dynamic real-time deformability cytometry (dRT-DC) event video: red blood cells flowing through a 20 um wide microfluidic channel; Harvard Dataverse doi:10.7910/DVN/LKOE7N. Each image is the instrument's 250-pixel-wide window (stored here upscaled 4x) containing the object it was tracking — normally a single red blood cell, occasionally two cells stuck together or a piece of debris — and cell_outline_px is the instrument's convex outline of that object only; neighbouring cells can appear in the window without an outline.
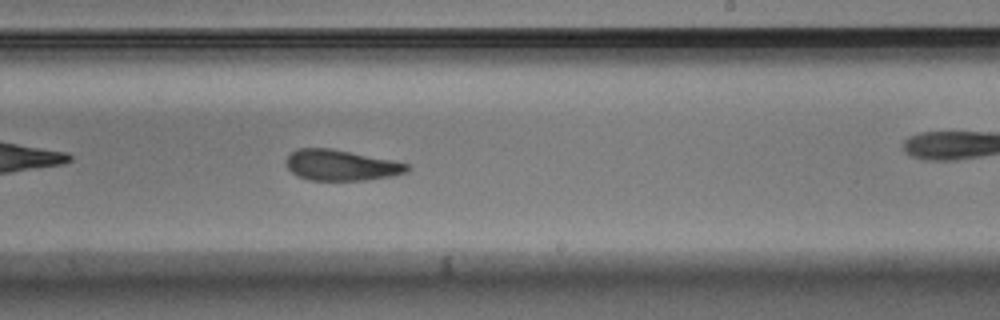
{"species": "Egyptian fruit bat (a non-hibernating species)", "species_latin": "Rousettus aegyptiacus", "temperature_condition": "warm", "stored_images_in_passage": 39, "camera_frame_rate_fps": 3000, "um_per_image_px": 0.085, "animal": {"sex": "male"}, "frame": {"image": 1, "passage_image": 17, "time_ms": 5.333, "image_size_px": [1000, 320], "cell_outline_px": [[408, 172], [392, 176], [364, 180], [308, 180], [292, 172], [288, 168], [284, 160], [296, 148], [332, 148], [392, 160], [408, 164]], "centroid_in_image_um": [28.97, 14.03], "position_along_channel_um": 260.0, "area_um2": 21.62}, "authors_computed_cell_mechanics": {"area_um2": 22.6576, "velocity_mm_per_s": 3.7795, "shape_relaxation_time_tau1_ms": null, "shape_relaxation_time_tau2_ms": 4.0008, "deformation_change_tau1": null, "deformation_change_tau2": 0.118}}